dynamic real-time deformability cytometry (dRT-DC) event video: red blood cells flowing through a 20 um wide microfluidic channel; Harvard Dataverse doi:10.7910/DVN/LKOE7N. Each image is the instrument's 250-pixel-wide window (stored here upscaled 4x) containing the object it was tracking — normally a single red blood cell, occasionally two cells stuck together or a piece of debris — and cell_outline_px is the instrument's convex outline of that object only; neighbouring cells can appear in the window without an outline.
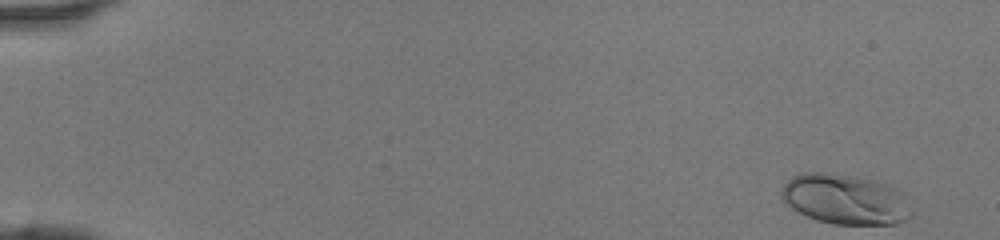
{"species": "human", "species_latin": "Homo sapiens", "temperature_condition": "room temperature", "stored_images_in_passage": 44, "camera_frame_rate_fps": 3000, "um_per_image_px": 0.085, "donor": {"sex": "female"}, "frame": {"image": 1, "passage_image": 1, "time_ms": 0.0, "image_size_px": [1000, 240], "cell_outline_px": [[912, 212], [904, 220], [896, 224], [832, 224], [816, 220], [792, 208], [780, 196], [780, 192], [784, 184], [792, 176], [804, 172], [828, 172], [856, 176], [888, 184], [904, 192], [912, 208]], "centroid_in_image_um": [71.87, 16.92], "position_along_channel_um": 13.1, "area_um2": 38.32}}
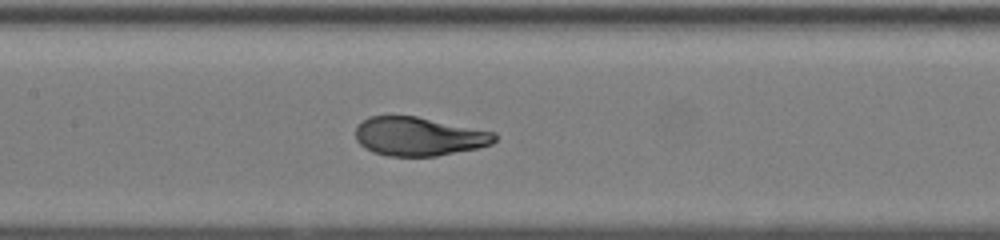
{"frame": {"image": 2, "passage_image": 22, "time_ms": 7.0, "image_size_px": [1000, 240], "cell_outline_px": [[496, 140], [492, 144], [476, 148], [436, 156], [388, 156], [372, 152], [364, 148], [356, 140], [356, 128], [368, 116], [416, 116], [496, 132]], "centroid_in_image_um": [35.6, 11.6], "position_along_channel_um": 171.8, "area_um2": 31.33}}
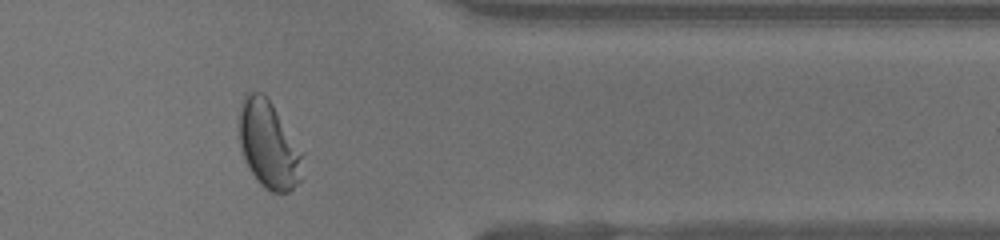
{"frame": {"image": 3, "passage_image": 37, "time_ms": 12.0, "image_size_px": [1000, 240], "cell_outline_px": [[300, 180], [288, 192], [272, 192], [264, 188], [256, 180], [248, 168], [244, 160], [236, 136], [240, 104], [244, 92], [260, 92], [272, 104], [300, 156]], "centroid_in_image_um": [22.68, 12.29], "position_along_channel_um": 388.7, "area_um2": 31.56}}